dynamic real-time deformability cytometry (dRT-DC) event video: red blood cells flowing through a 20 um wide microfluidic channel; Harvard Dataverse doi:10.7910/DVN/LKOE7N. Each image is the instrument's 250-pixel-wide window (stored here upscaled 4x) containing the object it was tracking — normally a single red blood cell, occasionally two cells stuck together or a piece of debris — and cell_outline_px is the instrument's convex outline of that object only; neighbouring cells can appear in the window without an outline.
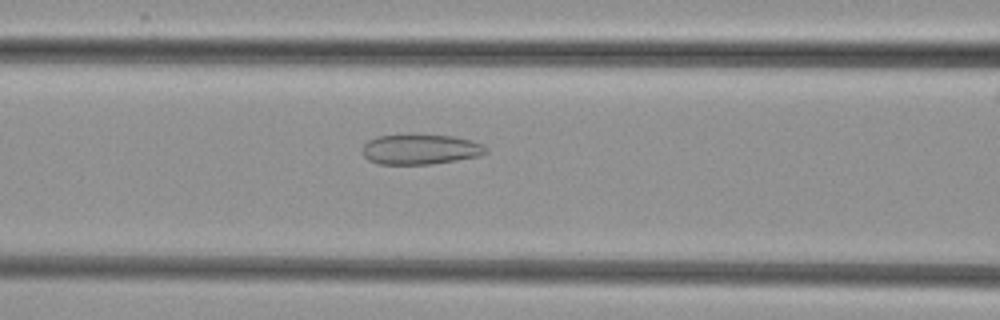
{"species": "common noctule bat (a hibernating species)", "species_latin": "Nyctalus noctula", "temperature_condition": "cold", "stored_images_in_passage": 51, "camera_frame_rate_fps": 3000, "um_per_image_px": 0.085, "animal": {"sex": "female", "body_mass_g": 29.2, "forearm_length_mm": 56.3}, "frame": {"image": 1, "passage_image": 23, "time_ms": 7.333, "image_size_px": [1000, 320], "cell_outline_px": [[488, 152], [480, 156], [432, 164], [380, 164], [368, 160], [364, 156], [364, 144], [368, 140], [376, 136], [456, 136], [472, 140], [484, 144], [488, 148]], "centroid_in_image_um": [35.8, 12.71], "position_along_channel_um": 130.8, "area_um2": 21.44}}
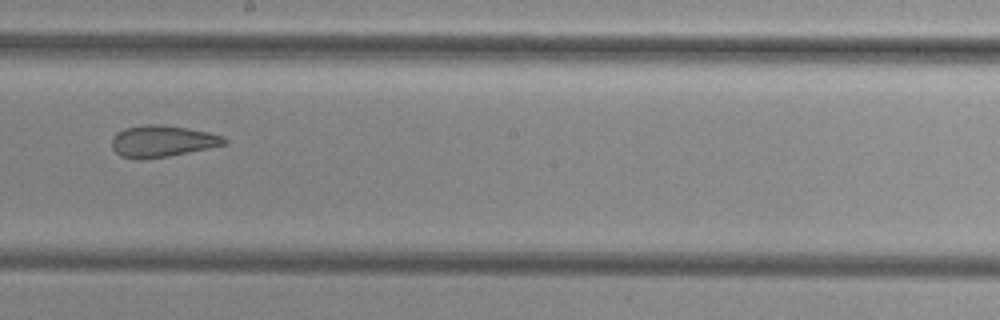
{"frame": {"image": 2, "passage_image": 31, "time_ms": 10.0, "image_size_px": [1000, 320], "cell_outline_px": [[228, 144], [168, 156], [140, 160], [136, 160], [120, 156], [112, 148], [112, 136], [116, 132], [124, 128], [144, 124], [160, 124], [188, 128], [208, 132], [224, 136], [228, 140]], "centroid_in_image_um": [13.77, 12.0], "position_along_channel_um": 234.4, "area_um2": 20.98}}
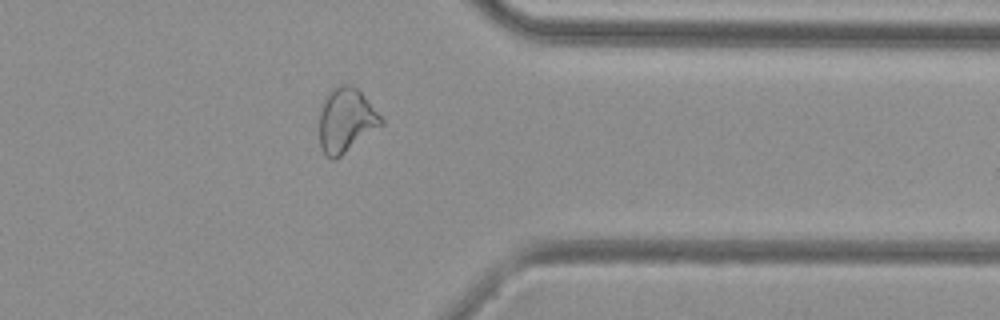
{"frame": {"image": 3, "passage_image": 43, "time_ms": 14.0, "image_size_px": [1000, 320], "cell_outline_px": [[384, 124], [336, 160], [332, 160], [320, 148], [320, 112], [324, 100], [328, 92], [340, 84], [348, 84], [356, 88], [360, 92], [384, 120]], "centroid_in_image_um": [29.41, 10.25], "position_along_channel_um": 382.0, "area_um2": 22.95}}